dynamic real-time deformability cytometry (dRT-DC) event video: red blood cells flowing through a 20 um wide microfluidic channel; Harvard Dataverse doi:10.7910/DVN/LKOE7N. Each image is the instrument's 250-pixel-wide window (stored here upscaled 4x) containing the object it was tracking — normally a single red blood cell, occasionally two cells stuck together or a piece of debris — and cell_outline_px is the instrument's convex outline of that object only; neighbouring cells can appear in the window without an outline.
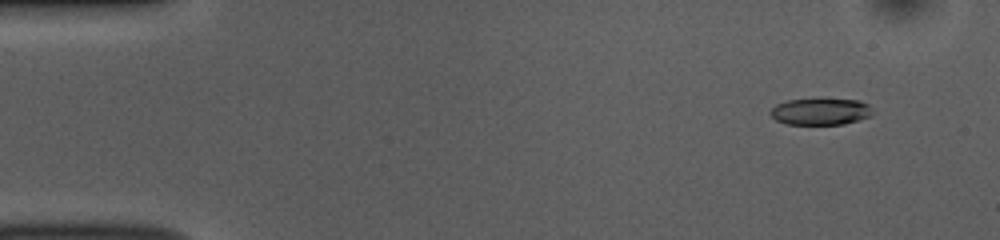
{"species": "common noctule bat (a hibernating species)", "species_latin": "Nyctalus noctula", "temperature_condition": "room temperature", "stored_images_in_passage": 52, "camera_frame_rate_fps": 3000, "um_per_image_px": 0.085, "animal": {"sex": "female", "body_mass_g": 10.0, "forearm_length_mm": 53.1}, "frame": {"image": 1, "passage_image": 5, "time_ms": 1.333, "image_size_px": [1000, 240], "cell_outline_px": [[872, 112], [868, 116], [860, 120], [844, 124], [784, 124], [776, 120], [768, 112], [776, 104], [788, 100], [860, 100], [868, 104]], "centroid_in_image_um": [69.71, 9.5], "position_along_channel_um": 15.3, "area_um2": 15.61}}
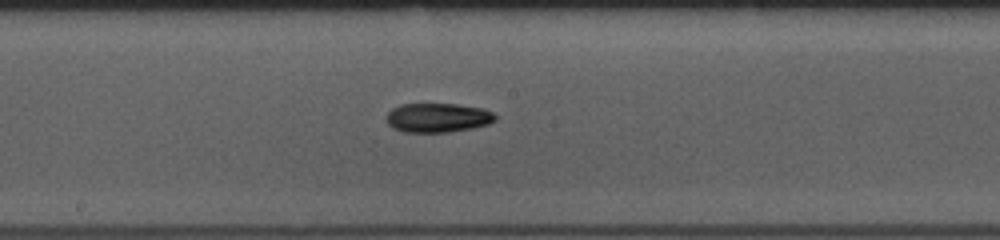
{"frame": {"image": 2, "passage_image": 28, "time_ms": 9.0, "image_size_px": [1000, 240], "cell_outline_px": [[496, 120], [488, 124], [472, 128], [448, 132], [404, 132], [392, 128], [384, 120], [388, 112], [392, 108], [400, 104], [456, 104], [484, 108], [492, 112], [496, 116]], "centroid_in_image_um": [37.18, 10.0], "position_along_channel_um": 211.0, "area_um2": 18.73}}
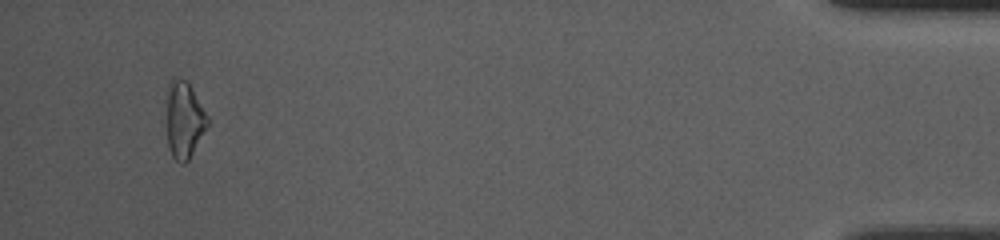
{"frame": {"image": 3, "passage_image": 50, "time_ms": 16.333, "image_size_px": [1000, 240], "cell_outline_px": [[208, 124], [188, 160], [184, 164], [180, 164], [172, 156], [168, 144], [168, 84], [172, 80], [188, 80], [208, 116]], "centroid_in_image_um": [15.68, 10.2], "position_along_channel_um": 419.5, "area_um2": 17.74}, "authors_computed_cell_mechanics": {"area_um2": 17.5134, "velocity_mm_per_s": 3.8668, "shape_relaxation_time_tau1_ms": 5.9053, "shape_relaxation_time_tau2_ms": null, "deformation_change_tau1": 0.1722, "deformation_change_tau2": null}}